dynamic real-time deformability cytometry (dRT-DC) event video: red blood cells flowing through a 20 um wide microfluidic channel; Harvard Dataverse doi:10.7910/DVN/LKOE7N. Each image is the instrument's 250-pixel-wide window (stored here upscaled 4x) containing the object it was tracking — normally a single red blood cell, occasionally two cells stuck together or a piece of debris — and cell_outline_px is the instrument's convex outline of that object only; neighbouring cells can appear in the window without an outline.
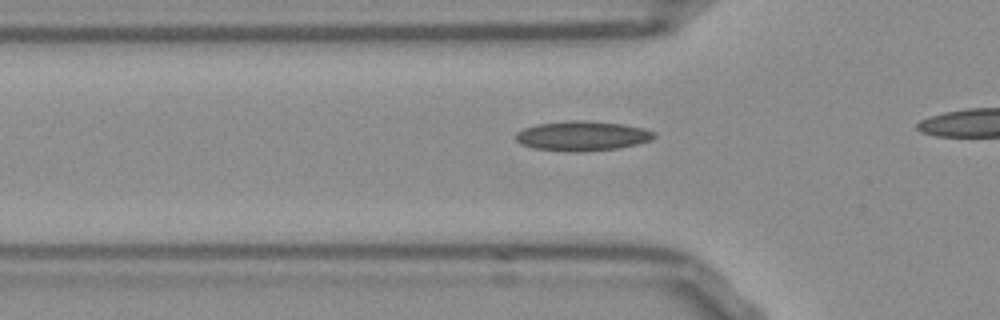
{"species": "Egyptian fruit bat (a non-hibernating species)", "species_latin": "Rousettus aegyptiacus", "temperature_condition": "room temperature", "stored_images_in_passage": 14, "camera_frame_rate_fps": 3000, "um_per_image_px": 0.085, "frame": {"image": 1, "passage_image": 5, "time_ms": 1.333, "image_size_px": [1000, 320], "cell_outline_px": [[656, 136], [652, 140], [636, 144], [616, 148], [580, 152], [572, 152], [532, 148], [520, 144], [516, 140], [516, 132], [524, 128], [536, 124], [568, 120], [588, 120], [624, 124], [644, 128], [656, 132]], "centroid_in_image_um": [49.49, 11.54], "position_along_channel_um": 76.3, "area_um2": 24.22}}
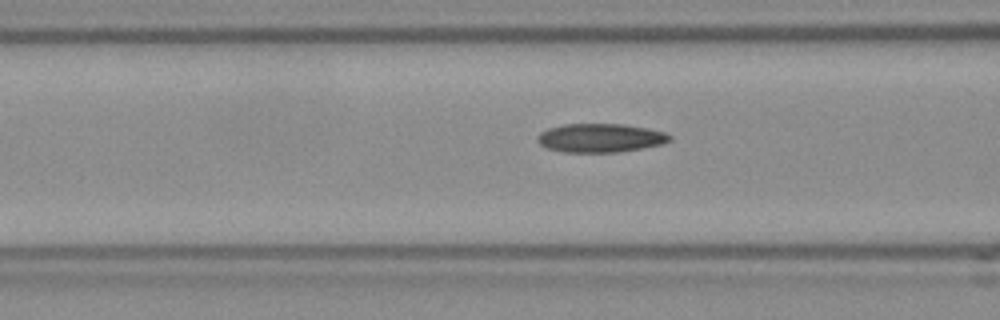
{"frame": {"image": 2, "passage_image": 8, "time_ms": 2.333, "image_size_px": [1000, 320], "cell_outline_px": [[672, 140], [660, 144], [640, 148], [616, 152], [564, 152], [548, 148], [540, 144], [536, 140], [536, 136], [540, 132], [548, 128], [564, 124], [624, 124], [648, 128], [664, 132], [672, 136]], "centroid_in_image_um": [51.0, 11.71], "position_along_channel_um": 115.6, "area_um2": 22.08}}